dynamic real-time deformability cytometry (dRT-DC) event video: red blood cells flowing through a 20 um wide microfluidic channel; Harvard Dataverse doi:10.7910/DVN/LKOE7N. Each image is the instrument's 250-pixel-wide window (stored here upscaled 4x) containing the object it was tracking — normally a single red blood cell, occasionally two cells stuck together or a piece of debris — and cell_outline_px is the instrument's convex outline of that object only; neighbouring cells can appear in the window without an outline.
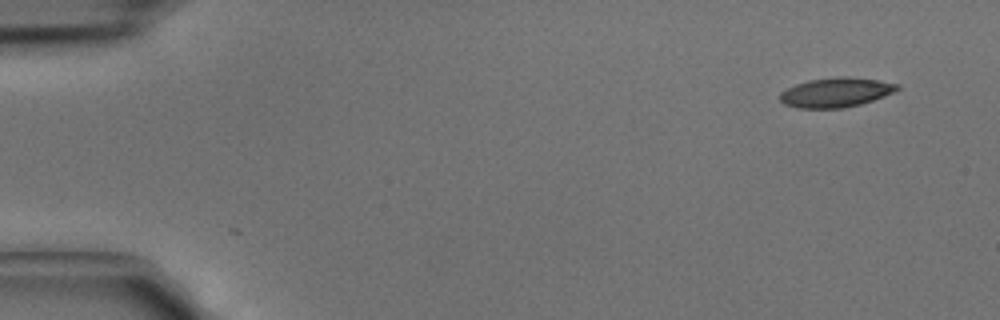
{"species": "common noctule bat (a hibernating species)", "species_latin": "Nyctalus noctula", "temperature_condition": "cold", "stored_images_in_passage": 5, "camera_frame_rate_fps": 3000, "um_per_image_px": 0.085, "animal": {"sex": "male", "body_mass_g": 15.6}, "frame": {"image": 1, "passage_image": 1, "time_ms": 0.0, "image_size_px": [1000, 320], "cell_outline_px": [[900, 88], [896, 92], [860, 104], [844, 108], [796, 108], [784, 104], [780, 100], [780, 92], [796, 84], [808, 80], [836, 76], [848, 76], [880, 80], [900, 84]], "centroid_in_image_um": [71.08, 7.84], "position_along_channel_um": 13.9, "area_um2": 20.4}}
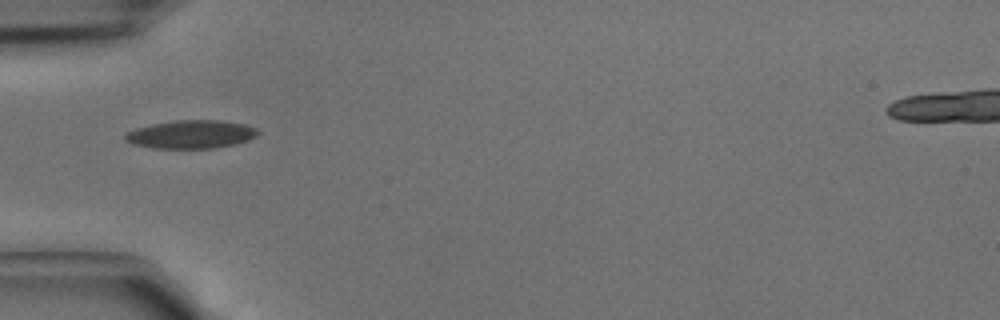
{"frame": {"image": 2, "passage_image": 4, "time_ms": 1.0, "image_size_px": [1000, 320], "cell_outline_px": [[260, 132], [256, 136], [248, 140], [236, 144], [216, 148], [152, 148], [132, 144], [124, 140], [124, 132], [136, 128], [152, 124], [176, 120], [220, 120], [244, 124], [256, 128]], "centroid_in_image_um": [16.22, 11.42], "position_along_channel_um": 68.8, "area_um2": 22.02}}